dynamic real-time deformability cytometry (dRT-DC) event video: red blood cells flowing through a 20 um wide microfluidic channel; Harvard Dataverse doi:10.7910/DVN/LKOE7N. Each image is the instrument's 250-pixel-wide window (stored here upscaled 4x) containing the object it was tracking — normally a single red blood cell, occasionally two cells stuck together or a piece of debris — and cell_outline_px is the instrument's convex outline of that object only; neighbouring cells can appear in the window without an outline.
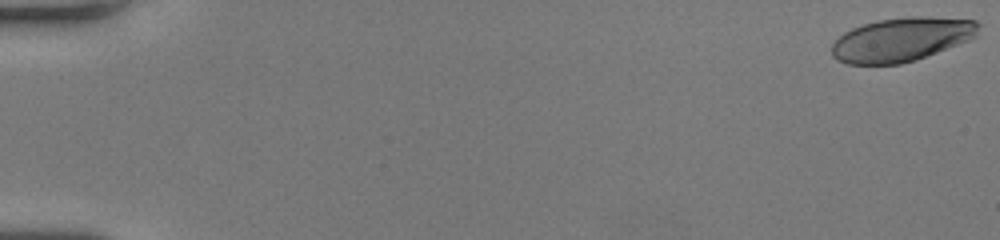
{"species": "human", "species_latin": "Homo sapiens", "temperature_condition": "room temperature", "stored_images_in_passage": 53, "camera_frame_rate_fps": 3000, "um_per_image_px": 0.085, "donor": {"sex": "female"}, "frame": {"image": 1, "passage_image": 1, "time_ms": 0.0, "image_size_px": [1000, 240], "cell_outline_px": [[980, 24], [976, 36], [968, 40], [916, 60], [900, 64], [848, 64], [836, 60], [832, 56], [832, 44], [844, 32], [852, 28], [876, 20], [908, 16], [932, 16], [976, 20]], "centroid_in_image_um": [76.63, 3.34], "position_along_channel_um": 8.4, "area_um2": 37.63}}
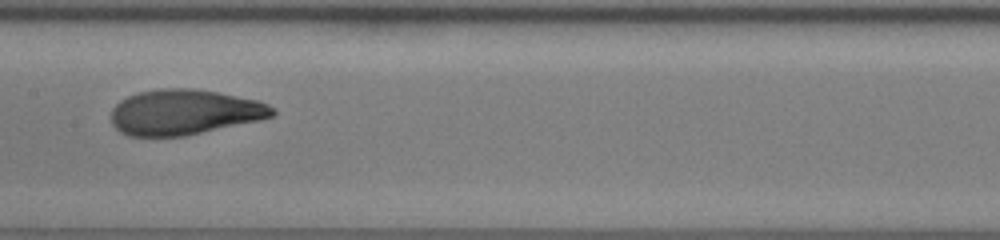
{"frame": {"image": 2, "passage_image": 29, "time_ms": 9.333, "image_size_px": [1000, 240], "cell_outline_px": [[276, 112], [272, 116], [260, 120], [184, 136], [128, 136], [120, 132], [112, 124], [112, 108], [120, 100], [136, 92], [160, 88], [192, 88], [216, 92], [256, 100], [268, 104], [276, 108]], "centroid_in_image_um": [15.65, 9.53], "position_along_channel_um": 191.7, "area_um2": 42.6}}
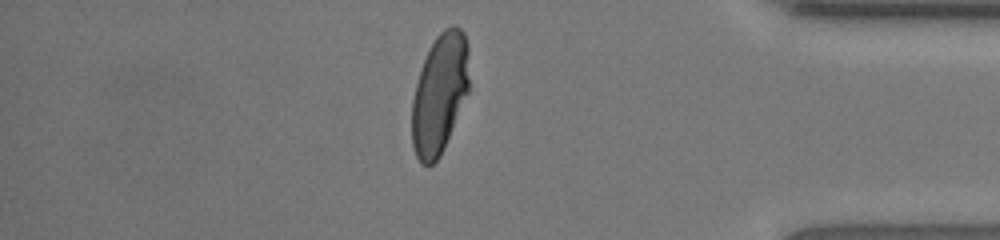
{"frame": {"image": 3, "passage_image": 46, "time_ms": 15.0, "image_size_px": [1000, 240], "cell_outline_px": [[468, 92], [444, 148], [440, 156], [428, 168], [420, 164], [416, 156], [412, 144], [412, 100], [416, 84], [424, 60], [436, 36], [444, 28], [452, 24], [456, 24], [464, 32], [468, 44]], "centroid_in_image_um": [37.37, 7.97], "position_along_channel_um": 397.8, "area_um2": 40.06}}